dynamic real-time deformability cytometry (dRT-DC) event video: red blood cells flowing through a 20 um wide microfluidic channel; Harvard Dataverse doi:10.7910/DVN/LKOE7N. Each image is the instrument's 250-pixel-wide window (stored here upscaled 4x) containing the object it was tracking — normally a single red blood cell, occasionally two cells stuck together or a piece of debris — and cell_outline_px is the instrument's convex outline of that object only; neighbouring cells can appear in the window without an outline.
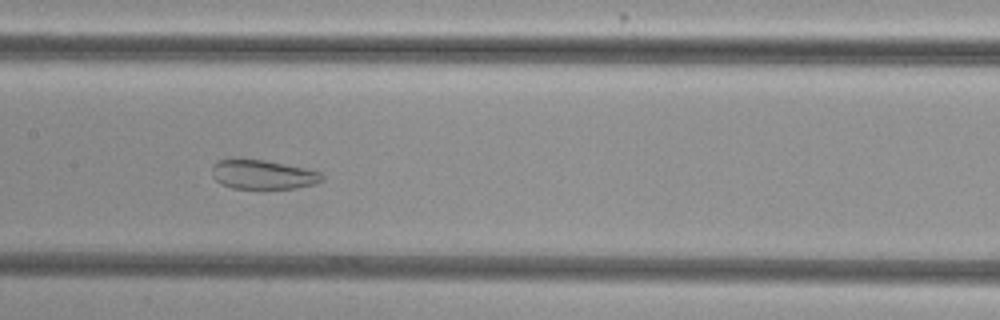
{"species": "common noctule bat (a hibernating species)", "species_latin": "Nyctalus noctula", "temperature_condition": "cold", "stored_images_in_passage": 52, "camera_frame_rate_fps": 3000, "um_per_image_px": 0.085, "animal": {"sex": "female", "body_mass_g": 29.2, "forearm_length_mm": 56.3}, "frame": {"image": 1, "passage_image": 24, "time_ms": 7.667, "image_size_px": [1000, 320], "cell_outline_px": [[324, 180], [316, 184], [296, 188], [232, 188], [216, 180], [212, 176], [212, 168], [220, 160], [236, 156], [264, 160], [304, 168], [320, 172], [324, 176]], "centroid_in_image_um": [22.34, 14.81], "position_along_channel_um": 185.1, "area_um2": 18.96}}
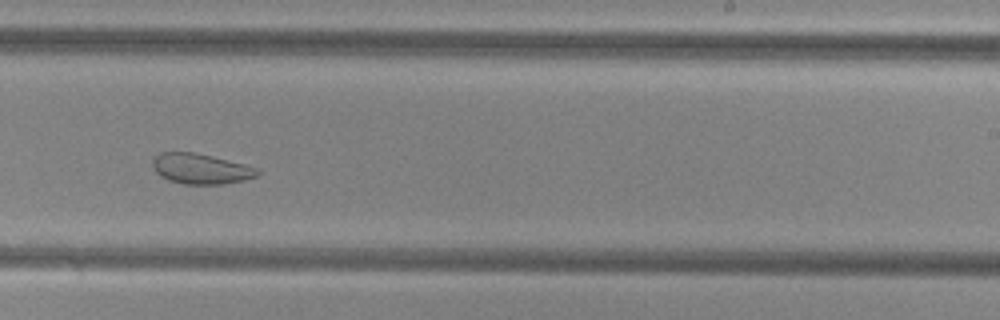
{"frame": {"image": 2, "passage_image": 31, "time_ms": 10.0, "image_size_px": [1000, 320], "cell_outline_px": [[260, 172], [256, 176], [244, 180], [224, 184], [184, 184], [168, 180], [160, 176], [156, 172], [152, 164], [152, 160], [160, 152], [196, 152], [260, 168]], "centroid_in_image_um": [17.07, 14.34], "position_along_channel_um": 271.9, "area_um2": 18.61}}
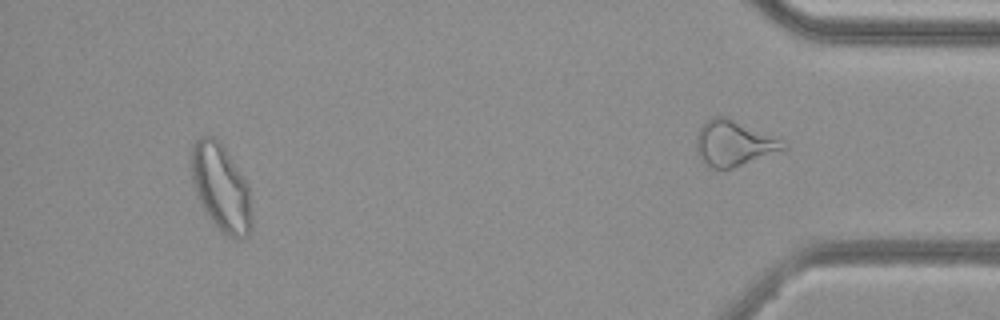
{"frame": {"image": 3, "passage_image": 48, "time_ms": 15.667, "image_size_px": [1000, 320], "cell_outline_px": [[252, 228], [248, 236], [244, 240], [236, 240], [228, 236], [208, 216], [200, 204], [192, 180], [192, 144], [200, 136], [212, 136], [220, 140], [248, 184], [252, 216]], "centroid_in_image_um": [18.81, 15.96], "position_along_channel_um": 416.4, "area_um2": 30.69}, "authors_computed_cell_mechanics": {"area_um2": 26.9059, "velocity_mm_per_s": 3.7394, "shape_relaxation_time_tau1_ms": null, "shape_relaxation_time_tau2_ms": 1.4724, "deformation_change_tau1": null, "deformation_change_tau2": 0.08}}